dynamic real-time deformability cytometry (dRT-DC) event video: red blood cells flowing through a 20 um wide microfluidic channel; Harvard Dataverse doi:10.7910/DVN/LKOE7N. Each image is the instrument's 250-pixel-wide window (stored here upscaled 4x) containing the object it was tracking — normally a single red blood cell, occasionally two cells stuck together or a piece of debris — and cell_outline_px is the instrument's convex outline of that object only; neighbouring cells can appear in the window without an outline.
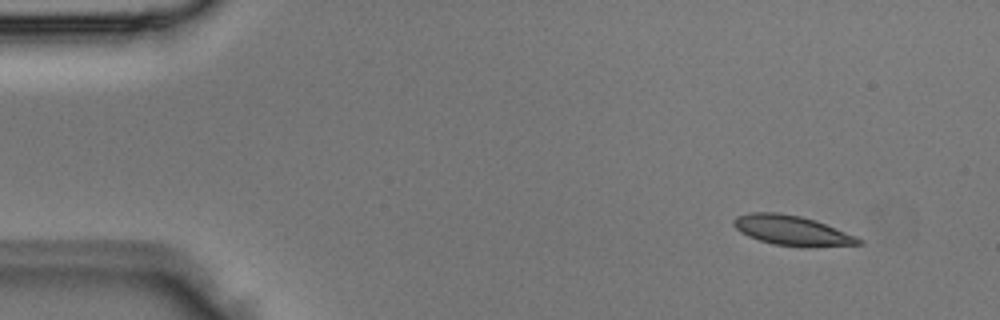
{"species": "Egyptian fruit bat (a non-hibernating species)", "species_latin": "Rousettus aegyptiacus", "temperature_condition": "room temperature", "stored_images_in_passage": 3, "camera_frame_rate_fps": 3000, "um_per_image_px": 0.085, "animal": {"sex": "male"}, "frame": {"image": 1, "passage_image": 1, "time_ms": 0.0, "image_size_px": [1000, 320], "cell_outline_px": [[864, 244], [772, 244], [748, 236], [740, 232], [732, 224], [732, 220], [736, 216], [748, 212], [776, 212], [800, 216], [816, 220], [856, 236], [864, 240]], "centroid_in_image_um": [67.21, 19.52], "position_along_channel_um": 17.8, "area_um2": 20.81}}
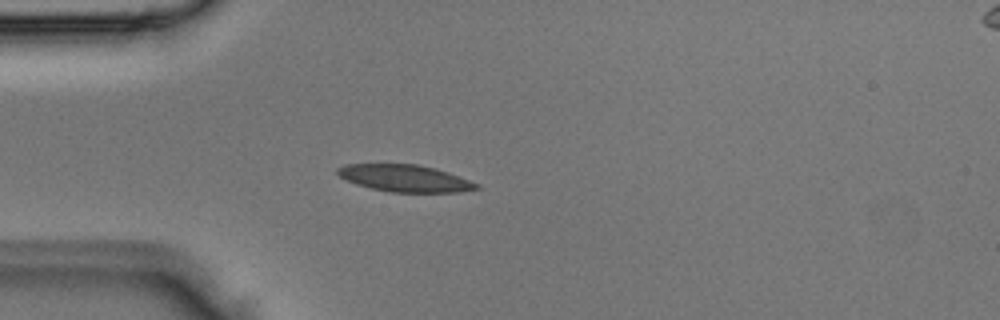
{"frame": {"image": 2, "passage_image": 3, "time_ms": 0.667, "image_size_px": [1000, 320], "cell_outline_px": [[480, 188], [460, 192], [392, 192], [372, 188], [356, 184], [340, 176], [336, 172], [336, 168], [344, 164], [416, 164], [436, 168], [448, 172], [480, 184]], "centroid_in_image_um": [34.43, 15.14], "position_along_channel_um": 50.6, "area_um2": 21.79}}